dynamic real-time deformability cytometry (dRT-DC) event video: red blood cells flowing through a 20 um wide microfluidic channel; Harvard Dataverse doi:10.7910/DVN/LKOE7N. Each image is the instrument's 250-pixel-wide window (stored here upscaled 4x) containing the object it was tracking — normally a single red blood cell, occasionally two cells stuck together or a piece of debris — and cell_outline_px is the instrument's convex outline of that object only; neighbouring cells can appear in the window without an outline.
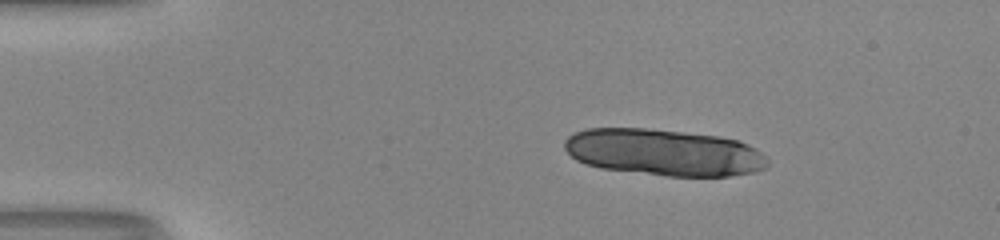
{"species": "human", "species_latin": "Homo sapiens", "temperature_condition": "room temperature", "stored_images_in_passage": 43, "camera_frame_rate_fps": 3000, "um_per_image_px": 0.085, "donor": {"sex": "male"}, "frame": {"image": 1, "passage_image": 1, "time_ms": 0.0, "image_size_px": [1000, 240], "cell_outline_px": [[768, 164], [764, 168], [752, 172], [728, 176], [668, 176], [600, 168], [584, 164], [576, 160], [564, 148], [564, 140], [568, 136], [576, 132], [588, 128], [644, 128], [684, 132], [716, 136], [740, 140], [756, 148], [768, 156]], "centroid_in_image_um": [56.43, 12.95], "position_along_channel_um": 28.6, "area_um2": 55.31}}
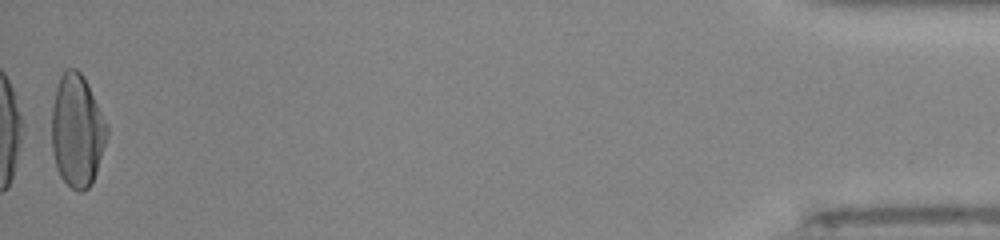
{"frame": {"image": 2, "passage_image": 43, "time_ms": 14.0, "image_size_px": [1000, 240], "cell_outline_px": [[108, 136], [92, 184], [88, 188], [80, 192], [72, 188], [60, 176], [56, 168], [52, 152], [52, 108], [56, 88], [60, 76], [68, 68], [76, 68], [84, 76], [108, 124]], "centroid_in_image_um": [6.56, 11.11], "position_along_channel_um": 428.6, "area_um2": 36.41}, "authors_computed_cell_mechanics": {"area_um2": 35.6626, "velocity_mm_per_s": 4.14, "shape_relaxation_time_tau1_ms": null, "shape_relaxation_time_tau2_ms": 0.9008, "deformation_change_tau1": null, "deformation_change_tau2": 0.0524}}